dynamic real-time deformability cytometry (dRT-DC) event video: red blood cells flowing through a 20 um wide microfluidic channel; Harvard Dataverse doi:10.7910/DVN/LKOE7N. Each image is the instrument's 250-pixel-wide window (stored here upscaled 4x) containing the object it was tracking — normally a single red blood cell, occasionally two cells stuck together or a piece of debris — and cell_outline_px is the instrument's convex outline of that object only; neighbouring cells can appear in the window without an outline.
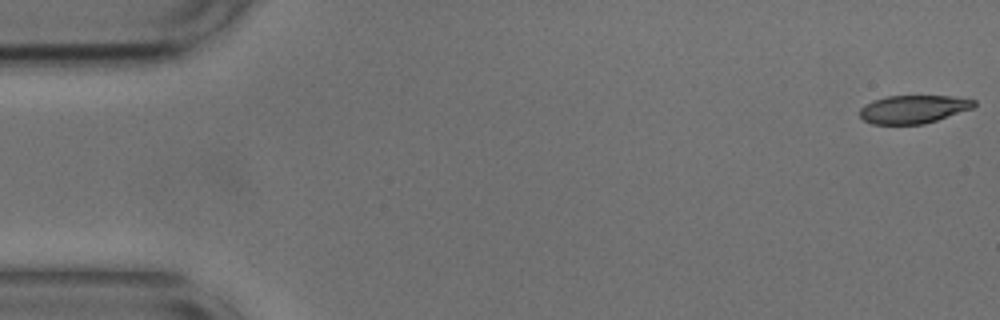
{"species": "common noctule bat (a hibernating species)", "species_latin": "Nyctalus noctula", "temperature_condition": "cold", "stored_images_in_passage": 15, "camera_frame_rate_fps": 3000, "um_per_image_px": 0.085, "animal": {"sex": "male", "body_mass_g": 17.9, "forearm_length_mm": 54.2}, "frame": {"image": 1, "passage_image": 1, "time_ms": 0.0, "image_size_px": [1000, 320], "cell_outline_px": [[976, 104], [972, 108], [924, 124], [872, 124], [864, 120], [860, 116], [860, 108], [864, 104], [872, 100], [888, 96], [952, 96], [976, 100]], "centroid_in_image_um": [77.61, 9.28], "position_along_channel_um": 7.4, "area_um2": 18.67}}
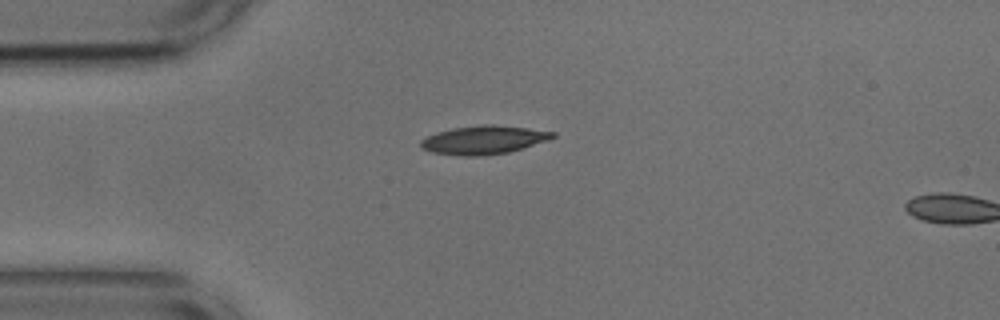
{"frame": {"image": 2, "passage_image": 13, "time_ms": 4.0, "image_size_px": [1000, 320], "cell_outline_px": [[556, 136], [548, 140], [508, 152], [476, 156], [460, 156], [432, 152], [424, 148], [420, 144], [420, 140], [436, 132], [452, 128], [484, 124], [492, 124], [528, 128], [556, 132]], "centroid_in_image_um": [41.11, 11.88], "position_along_channel_um": 43.9, "area_um2": 21.73}}